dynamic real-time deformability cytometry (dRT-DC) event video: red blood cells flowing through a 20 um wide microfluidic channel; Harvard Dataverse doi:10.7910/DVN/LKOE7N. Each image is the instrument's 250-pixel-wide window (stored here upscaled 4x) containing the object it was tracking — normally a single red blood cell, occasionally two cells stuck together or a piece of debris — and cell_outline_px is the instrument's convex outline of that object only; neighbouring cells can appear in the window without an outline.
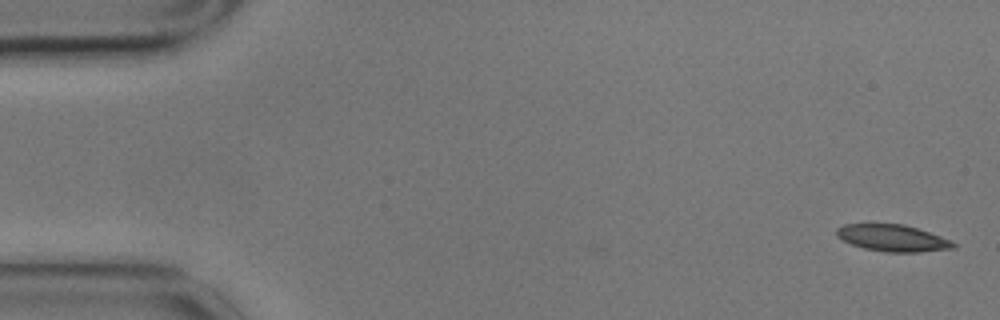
{"species": "common noctule bat (a hibernating species)", "species_latin": "Nyctalus noctula", "temperature_condition": "cold", "stored_images_in_passage": 5, "camera_frame_rate_fps": 3000, "um_per_image_px": 0.085, "animal": {"sex": "male", "body_mass_g": 17.9}, "frame": {"image": 1, "passage_image": 1, "time_ms": 0.0, "image_size_px": [1000, 320], "cell_outline_px": [[956, 248], [920, 252], [884, 252], [864, 248], [852, 244], [836, 236], [836, 228], [844, 224], [904, 224], [940, 236], [956, 244]], "centroid_in_image_um": [75.85, 20.24], "position_along_channel_um": 9.1, "area_um2": 18.03}}
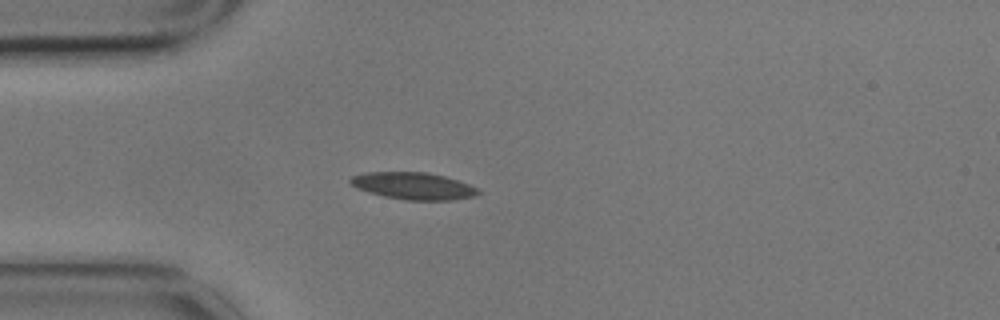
{"frame": {"image": 2, "passage_image": 5, "time_ms": 1.333, "image_size_px": [1000, 320], "cell_outline_px": [[480, 192], [476, 196], [452, 200], [408, 200], [384, 196], [368, 192], [356, 188], [348, 180], [352, 176], [364, 172], [428, 172], [444, 176], [480, 188]], "centroid_in_image_um": [35.14, 15.8], "position_along_channel_um": 49.9, "area_um2": 20.17}}